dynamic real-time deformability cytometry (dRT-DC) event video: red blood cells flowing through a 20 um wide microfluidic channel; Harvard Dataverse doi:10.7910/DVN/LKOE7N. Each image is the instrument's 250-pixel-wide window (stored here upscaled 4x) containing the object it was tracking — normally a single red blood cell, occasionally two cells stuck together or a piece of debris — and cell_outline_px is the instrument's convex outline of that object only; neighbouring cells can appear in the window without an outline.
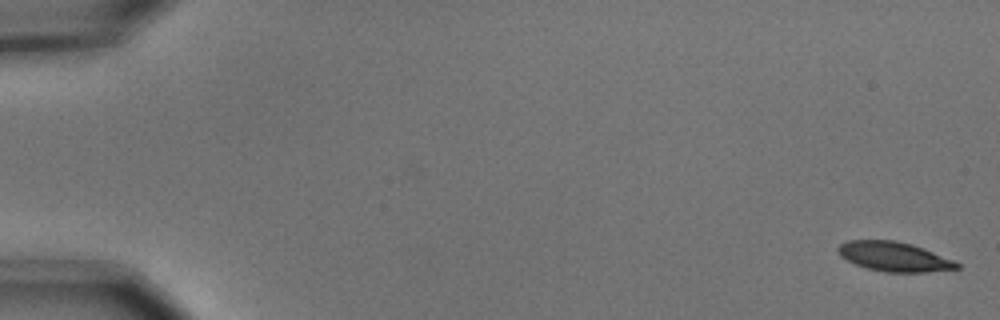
{"species": "common noctule bat (a hibernating species)", "species_latin": "Nyctalus noctula", "temperature_condition": "cold", "stored_images_in_passage": 5, "camera_frame_rate_fps": 3000, "um_per_image_px": 0.085, "animal": {"sex": "male", "body_mass_g": 15.6}, "frame": {"image": 1, "passage_image": 1, "time_ms": 0.0, "image_size_px": [1000, 320], "cell_outline_px": [[960, 268], [924, 272], [884, 272], [868, 268], [856, 264], [840, 256], [836, 248], [840, 244], [848, 240], [896, 240], [912, 244], [924, 248], [952, 260], [960, 264]], "centroid_in_image_um": [75.98, 21.8], "position_along_channel_um": 9.0, "area_um2": 20.29}}
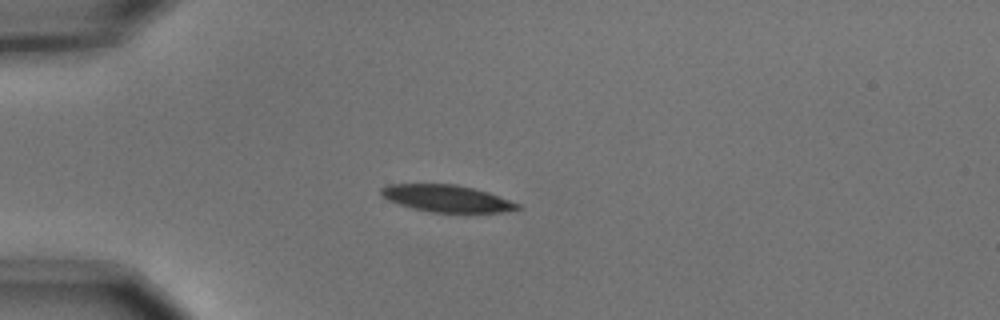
{"frame": {"image": 2, "passage_image": 5, "time_ms": 1.333, "image_size_px": [1000, 320], "cell_outline_px": [[520, 208], [504, 212], [432, 212], [412, 208], [388, 200], [380, 192], [380, 188], [388, 184], [456, 184], [488, 192], [520, 204]], "centroid_in_image_um": [37.96, 16.86], "position_along_channel_um": 47.0, "area_um2": 21.21}}